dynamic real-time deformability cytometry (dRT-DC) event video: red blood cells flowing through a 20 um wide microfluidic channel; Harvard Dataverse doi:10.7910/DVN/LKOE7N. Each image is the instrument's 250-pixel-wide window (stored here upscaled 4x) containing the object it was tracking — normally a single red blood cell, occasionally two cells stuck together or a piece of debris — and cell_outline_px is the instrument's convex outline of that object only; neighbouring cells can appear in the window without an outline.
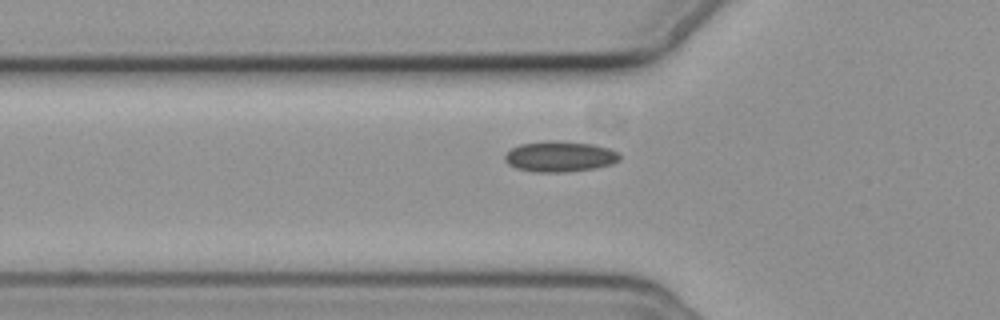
{"species": "common noctule bat (a hibernating species)", "species_latin": "Nyctalus noctula", "temperature_condition": "cold", "stored_images_in_passage": 6, "camera_frame_rate_fps": 3000, "um_per_image_px": 0.085, "animal": {"sex": "female", "body_mass_g": 19.3, "forearm_length_mm": 54.1}, "frame": {"image": 1, "passage_image": 6, "time_ms": 6.0, "image_size_px": [1000, 320], "cell_outline_px": [[620, 160], [612, 164], [596, 168], [564, 172], [536, 172], [516, 168], [508, 164], [504, 160], [504, 156], [512, 148], [520, 144], [592, 144], [608, 148], [620, 152]], "centroid_in_image_um": [47.63, 13.37], "position_along_channel_um": 78.2, "area_um2": 19.48}}